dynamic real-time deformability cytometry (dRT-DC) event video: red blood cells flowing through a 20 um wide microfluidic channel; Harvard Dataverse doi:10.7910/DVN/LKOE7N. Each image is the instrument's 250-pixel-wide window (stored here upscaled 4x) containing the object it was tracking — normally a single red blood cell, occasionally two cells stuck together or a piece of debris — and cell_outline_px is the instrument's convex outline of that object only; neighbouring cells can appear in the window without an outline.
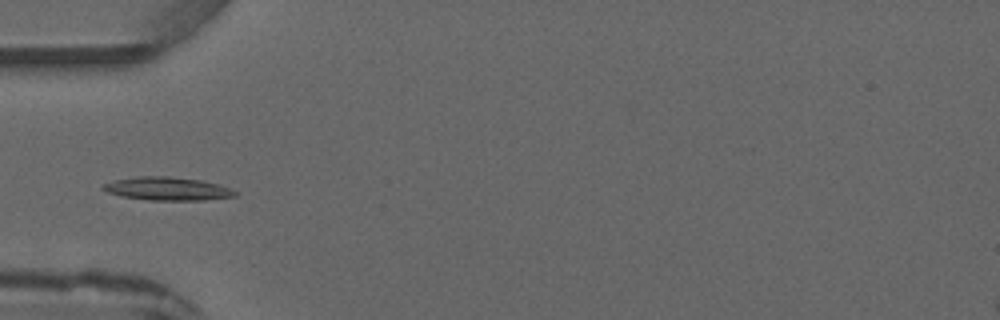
{"species": "common noctule bat (a hibernating species)", "species_latin": "Nyctalus noctula", "temperature_condition": "warm", "stored_images_in_passage": 5, "camera_frame_rate_fps": 3000, "um_per_image_px": 0.085, "animal": {"sex": "male", "forearm_length_mm": 52.5}, "frame": {"image": 1, "passage_image": 5, "time_ms": 4.667, "image_size_px": [1000, 320], "cell_outline_px": [[236, 196], [204, 200], [148, 200], [124, 196], [108, 192], [100, 188], [100, 184], [112, 180], [140, 176], [168, 176], [200, 180], [220, 184], [236, 192]], "centroid_in_image_um": [14.18, 16.03], "position_along_channel_um": 70.8, "area_um2": 17.86}}